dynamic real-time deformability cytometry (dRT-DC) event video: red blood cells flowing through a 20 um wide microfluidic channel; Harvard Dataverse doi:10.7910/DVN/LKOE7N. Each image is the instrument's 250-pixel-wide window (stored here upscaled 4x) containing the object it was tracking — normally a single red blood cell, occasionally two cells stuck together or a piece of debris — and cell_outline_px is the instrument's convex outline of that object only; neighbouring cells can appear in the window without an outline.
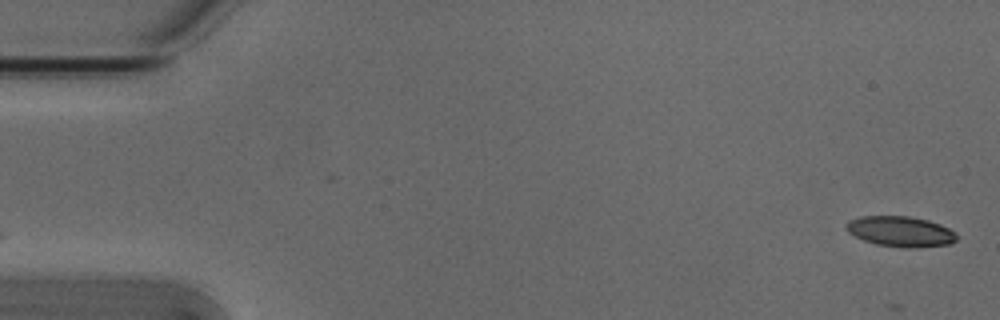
{"species": "Egyptian fruit bat (a non-hibernating species)", "species_latin": "Rousettus aegyptiacus", "temperature_condition": "cold", "stored_images_in_passage": 4, "camera_frame_rate_fps": 3000, "um_per_image_px": 0.085, "animal": {"sex": "male"}, "frame": {"image": 1, "passage_image": 1, "time_ms": 0.0, "image_size_px": [1000, 320], "cell_outline_px": [[956, 240], [948, 244], [916, 248], [904, 248], [876, 244], [864, 240], [848, 232], [844, 228], [848, 220], [860, 216], [908, 216], [928, 220], [940, 224], [956, 232]], "centroid_in_image_um": [76.52, 19.67], "position_along_channel_um": 8.5, "area_um2": 19.65}}